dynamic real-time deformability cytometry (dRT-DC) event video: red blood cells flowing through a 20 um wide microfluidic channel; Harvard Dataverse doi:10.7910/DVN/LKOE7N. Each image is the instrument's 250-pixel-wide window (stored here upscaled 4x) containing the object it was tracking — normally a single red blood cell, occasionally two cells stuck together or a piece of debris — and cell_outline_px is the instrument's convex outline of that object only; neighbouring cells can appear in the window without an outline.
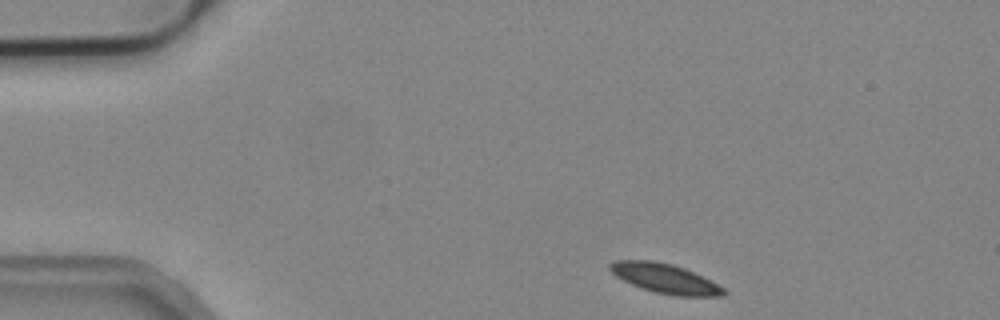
{"species": "common noctule bat (a hibernating species)", "species_latin": "Nyctalus noctula", "temperature_condition": "cold", "stored_images_in_passage": 46, "camera_frame_rate_fps": 3000, "um_per_image_px": 0.085, "animal": {"sex": "male", "body_mass_g": 19.2, "forearm_length_mm": 51.8}, "frame": {"image": 1, "passage_image": 1, "time_ms": 0.0, "image_size_px": [1000, 320], "cell_outline_px": [[728, 292], [724, 296], [672, 296], [640, 288], [616, 276], [608, 268], [608, 264], [616, 260], [652, 260], [672, 264], [684, 268], [724, 288]], "centroid_in_image_um": [56.5, 23.67], "position_along_channel_um": 28.5, "area_um2": 19.42}}
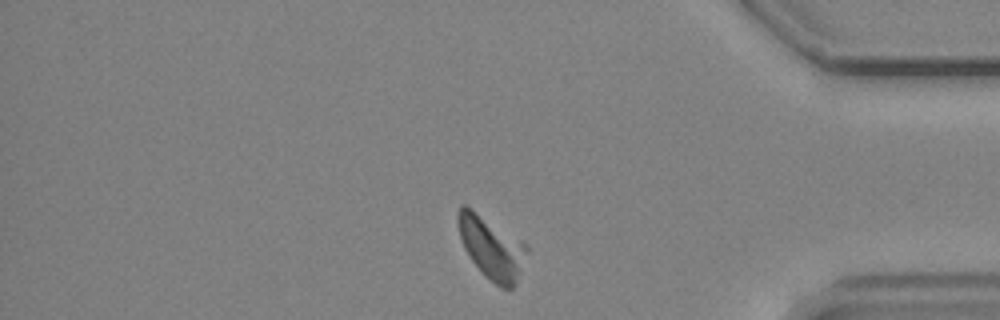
{"frame": {"image": 2, "passage_image": 38, "time_ms": 12.333, "image_size_px": [1000, 320], "cell_outline_px": [[528, 252], [516, 284], [512, 288], [500, 288], [484, 276], [472, 260], [464, 248], [460, 236], [456, 220], [456, 212], [460, 204], [464, 204], [528, 244]], "centroid_in_image_um": [41.77, 21.05], "position_along_channel_um": 393.4, "area_um2": 25.09}}
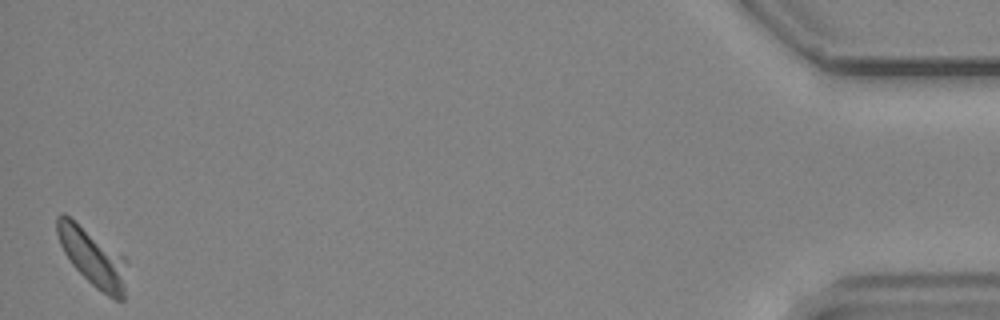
{"frame": {"image": 3, "passage_image": 46, "time_ms": 15.0, "image_size_px": [1000, 320], "cell_outline_px": [[128, 260], [124, 300], [116, 300], [108, 296], [96, 288], [72, 264], [64, 252], [60, 244], [56, 232], [56, 216], [60, 212], [64, 212], [124, 256]], "centroid_in_image_um": [7.89, 21.85], "position_along_channel_um": 427.3, "area_um2": 23.58}}